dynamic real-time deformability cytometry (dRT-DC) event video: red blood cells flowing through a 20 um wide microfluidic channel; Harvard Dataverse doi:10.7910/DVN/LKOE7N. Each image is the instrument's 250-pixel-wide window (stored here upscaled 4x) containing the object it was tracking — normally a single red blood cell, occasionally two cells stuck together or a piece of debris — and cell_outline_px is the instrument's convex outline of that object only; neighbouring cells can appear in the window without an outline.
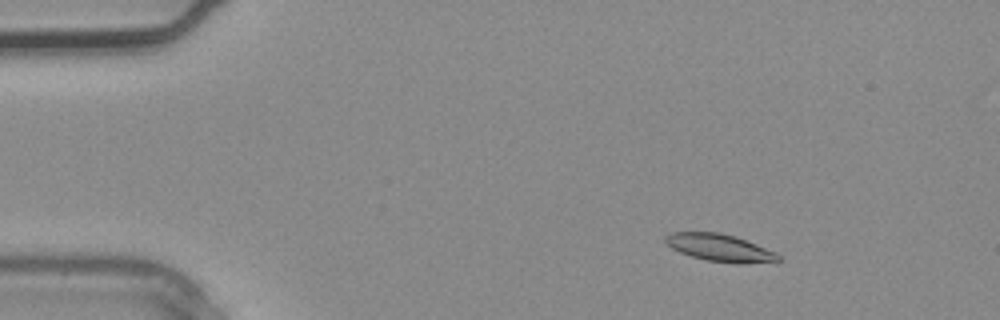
{"species": "common noctule bat (a hibernating species)", "species_latin": "Nyctalus noctula", "temperature_condition": "warm", "stored_images_in_passage": 3, "segment_of_instrument_passage": [2, 2], "camera_frame_rate_fps": 3000, "um_per_image_px": 0.085, "animal": {"sex": "male", "body_mass_g": 20.4}, "frame": {"image": 1, "passage_image": 3, "time_ms": 0.667, "image_size_px": [1000, 320], "cell_outline_px": [[780, 260], [740, 264], [708, 260], [692, 256], [680, 252], [672, 248], [664, 240], [664, 236], [672, 232], [720, 232], [736, 236], [776, 252], [780, 256]], "centroid_in_image_um": [61.17, 21.04], "position_along_channel_um": 23.8, "area_um2": 17.8}}